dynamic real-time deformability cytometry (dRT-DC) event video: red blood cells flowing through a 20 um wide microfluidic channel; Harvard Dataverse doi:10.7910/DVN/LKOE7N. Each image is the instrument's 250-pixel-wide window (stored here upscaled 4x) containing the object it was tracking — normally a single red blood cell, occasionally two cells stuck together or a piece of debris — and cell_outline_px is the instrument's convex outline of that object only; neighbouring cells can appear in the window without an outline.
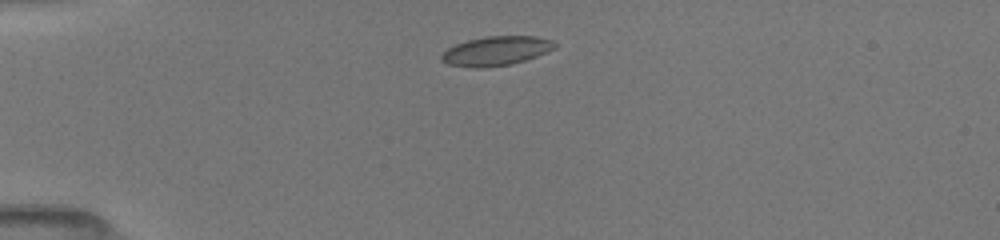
{"species": "common noctule bat (a hibernating species)", "species_latin": "Nyctalus noctula", "temperature_condition": "room temperature", "stored_images_in_passage": 19, "camera_frame_rate_fps": 3000, "um_per_image_px": 0.085, "animal": {"sex": "female", "body_mass_g": 19.5, "forearm_length_mm": 54.1}, "frame": {"image": 1, "passage_image": 1, "time_ms": 0.0, "image_size_px": [1000, 240], "cell_outline_px": [[556, 48], [548, 52], [512, 64], [484, 68], [472, 68], [448, 64], [440, 60], [440, 56], [448, 48], [456, 44], [468, 40], [484, 36], [536, 36], [552, 40], [556, 44]], "centroid_in_image_um": [42.17, 4.33], "position_along_channel_um": 42.8, "area_um2": 19.42}}
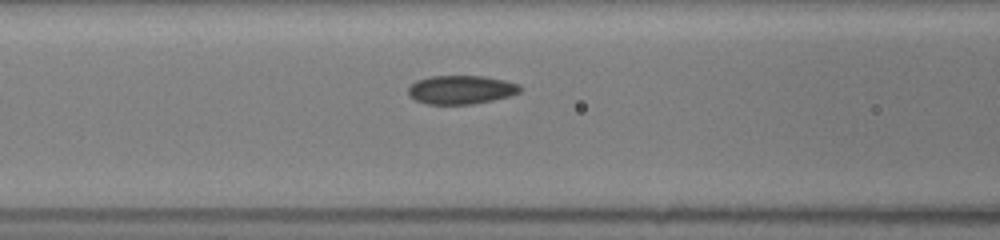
{"frame": {"image": 2, "passage_image": 12, "time_ms": 3.0, "image_size_px": [1000, 240], "cell_outline_px": [[524, 88], [520, 92], [508, 96], [492, 100], [472, 104], [428, 104], [416, 100], [408, 96], [408, 88], [416, 80], [432, 76], [484, 76], [504, 80], [520, 84]], "centroid_in_image_um": [39.2, 7.62], "position_along_channel_um": 127.4, "area_um2": 18.73}}
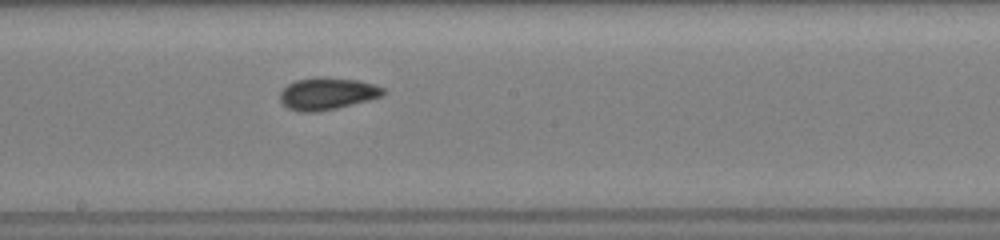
{"frame": {"image": 3, "passage_image": 19, "time_ms": 5.333, "image_size_px": [1000, 240], "cell_outline_px": [[384, 96], [320, 112], [300, 112], [288, 108], [280, 100], [280, 92], [288, 84], [296, 80], [316, 76], [324, 76], [356, 80], [372, 84], [384, 88]], "centroid_in_image_um": [27.79, 7.95], "position_along_channel_um": 220.4, "area_um2": 19.36}}